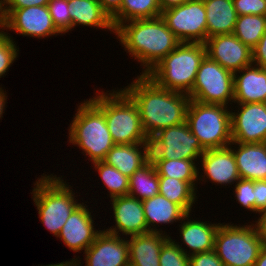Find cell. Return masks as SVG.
I'll return each mask as SVG.
<instances>
[{
    "label": "cell",
    "instance_id": "cell-1",
    "mask_svg": "<svg viewBox=\"0 0 266 266\" xmlns=\"http://www.w3.org/2000/svg\"><path fill=\"white\" fill-rule=\"evenodd\" d=\"M122 90L137 105L143 131L149 140L160 130L186 121L188 94L162 88L144 74L137 75Z\"/></svg>",
    "mask_w": 266,
    "mask_h": 266
},
{
    "label": "cell",
    "instance_id": "cell-2",
    "mask_svg": "<svg viewBox=\"0 0 266 266\" xmlns=\"http://www.w3.org/2000/svg\"><path fill=\"white\" fill-rule=\"evenodd\" d=\"M114 34L126 53L144 67L140 73L144 75L181 43L161 16L124 22Z\"/></svg>",
    "mask_w": 266,
    "mask_h": 266
},
{
    "label": "cell",
    "instance_id": "cell-3",
    "mask_svg": "<svg viewBox=\"0 0 266 266\" xmlns=\"http://www.w3.org/2000/svg\"><path fill=\"white\" fill-rule=\"evenodd\" d=\"M112 91L98 93V90L96 96L89 99L104 113L114 143H150L143 131L137 105L122 88Z\"/></svg>",
    "mask_w": 266,
    "mask_h": 266
},
{
    "label": "cell",
    "instance_id": "cell-4",
    "mask_svg": "<svg viewBox=\"0 0 266 266\" xmlns=\"http://www.w3.org/2000/svg\"><path fill=\"white\" fill-rule=\"evenodd\" d=\"M63 177L41 175L34 183L31 195L37 207L40 222L51 234L58 238L70 214L79 207L76 193ZM72 189V190H71Z\"/></svg>",
    "mask_w": 266,
    "mask_h": 266
},
{
    "label": "cell",
    "instance_id": "cell-5",
    "mask_svg": "<svg viewBox=\"0 0 266 266\" xmlns=\"http://www.w3.org/2000/svg\"><path fill=\"white\" fill-rule=\"evenodd\" d=\"M205 56L204 43L181 42L146 75L162 88L189 94Z\"/></svg>",
    "mask_w": 266,
    "mask_h": 266
},
{
    "label": "cell",
    "instance_id": "cell-6",
    "mask_svg": "<svg viewBox=\"0 0 266 266\" xmlns=\"http://www.w3.org/2000/svg\"><path fill=\"white\" fill-rule=\"evenodd\" d=\"M69 125L68 142L78 146L92 163L103 161L115 145L104 113L89 99L77 106Z\"/></svg>",
    "mask_w": 266,
    "mask_h": 266
},
{
    "label": "cell",
    "instance_id": "cell-7",
    "mask_svg": "<svg viewBox=\"0 0 266 266\" xmlns=\"http://www.w3.org/2000/svg\"><path fill=\"white\" fill-rule=\"evenodd\" d=\"M185 122L205 150L224 148L232 142L230 107L190 99Z\"/></svg>",
    "mask_w": 266,
    "mask_h": 266
},
{
    "label": "cell",
    "instance_id": "cell-8",
    "mask_svg": "<svg viewBox=\"0 0 266 266\" xmlns=\"http://www.w3.org/2000/svg\"><path fill=\"white\" fill-rule=\"evenodd\" d=\"M263 240L251 225L221 223L216 235L214 250L224 266H254Z\"/></svg>",
    "mask_w": 266,
    "mask_h": 266
},
{
    "label": "cell",
    "instance_id": "cell-9",
    "mask_svg": "<svg viewBox=\"0 0 266 266\" xmlns=\"http://www.w3.org/2000/svg\"><path fill=\"white\" fill-rule=\"evenodd\" d=\"M233 82L234 73L206 55L200 64L192 91L188 96L191 100L201 103L228 107L234 102Z\"/></svg>",
    "mask_w": 266,
    "mask_h": 266
},
{
    "label": "cell",
    "instance_id": "cell-10",
    "mask_svg": "<svg viewBox=\"0 0 266 266\" xmlns=\"http://www.w3.org/2000/svg\"><path fill=\"white\" fill-rule=\"evenodd\" d=\"M204 151L186 122L162 129L150 139V159L199 160Z\"/></svg>",
    "mask_w": 266,
    "mask_h": 266
},
{
    "label": "cell",
    "instance_id": "cell-11",
    "mask_svg": "<svg viewBox=\"0 0 266 266\" xmlns=\"http://www.w3.org/2000/svg\"><path fill=\"white\" fill-rule=\"evenodd\" d=\"M161 17L180 42L204 43L207 39L206 11L203 0H189L163 10Z\"/></svg>",
    "mask_w": 266,
    "mask_h": 266
},
{
    "label": "cell",
    "instance_id": "cell-12",
    "mask_svg": "<svg viewBox=\"0 0 266 266\" xmlns=\"http://www.w3.org/2000/svg\"><path fill=\"white\" fill-rule=\"evenodd\" d=\"M3 16L5 30L15 31L23 37L45 39V37L61 34L53 23L47 5L3 8Z\"/></svg>",
    "mask_w": 266,
    "mask_h": 266
},
{
    "label": "cell",
    "instance_id": "cell-13",
    "mask_svg": "<svg viewBox=\"0 0 266 266\" xmlns=\"http://www.w3.org/2000/svg\"><path fill=\"white\" fill-rule=\"evenodd\" d=\"M231 110V137L237 143H266V103L237 104ZM237 111V112H235Z\"/></svg>",
    "mask_w": 266,
    "mask_h": 266
},
{
    "label": "cell",
    "instance_id": "cell-14",
    "mask_svg": "<svg viewBox=\"0 0 266 266\" xmlns=\"http://www.w3.org/2000/svg\"><path fill=\"white\" fill-rule=\"evenodd\" d=\"M83 254L85 266H129L127 237L109 233L105 228ZM80 259L74 256L72 260L76 266H82Z\"/></svg>",
    "mask_w": 266,
    "mask_h": 266
},
{
    "label": "cell",
    "instance_id": "cell-15",
    "mask_svg": "<svg viewBox=\"0 0 266 266\" xmlns=\"http://www.w3.org/2000/svg\"><path fill=\"white\" fill-rule=\"evenodd\" d=\"M204 44L206 55L232 73L253 64L252 49L233 33L211 36Z\"/></svg>",
    "mask_w": 266,
    "mask_h": 266
},
{
    "label": "cell",
    "instance_id": "cell-16",
    "mask_svg": "<svg viewBox=\"0 0 266 266\" xmlns=\"http://www.w3.org/2000/svg\"><path fill=\"white\" fill-rule=\"evenodd\" d=\"M88 205L82 204L77 207L68 217L59 238L73 252L85 250L95 241L96 237L102 230H95L94 217ZM93 217V218H92Z\"/></svg>",
    "mask_w": 266,
    "mask_h": 266
},
{
    "label": "cell",
    "instance_id": "cell-17",
    "mask_svg": "<svg viewBox=\"0 0 266 266\" xmlns=\"http://www.w3.org/2000/svg\"><path fill=\"white\" fill-rule=\"evenodd\" d=\"M112 203L115 226L105 231L120 236H135L147 233V224L141 200L130 195L119 196L110 200ZM120 232V233H119Z\"/></svg>",
    "mask_w": 266,
    "mask_h": 266
},
{
    "label": "cell",
    "instance_id": "cell-18",
    "mask_svg": "<svg viewBox=\"0 0 266 266\" xmlns=\"http://www.w3.org/2000/svg\"><path fill=\"white\" fill-rule=\"evenodd\" d=\"M199 160L204 173V175L198 176L200 181L205 182L208 178L211 183H215V185L217 183V186L223 185L224 187V185H232L240 179L236 159L229 146L207 149Z\"/></svg>",
    "mask_w": 266,
    "mask_h": 266
},
{
    "label": "cell",
    "instance_id": "cell-19",
    "mask_svg": "<svg viewBox=\"0 0 266 266\" xmlns=\"http://www.w3.org/2000/svg\"><path fill=\"white\" fill-rule=\"evenodd\" d=\"M233 87V103H266V68L251 64L235 72Z\"/></svg>",
    "mask_w": 266,
    "mask_h": 266
},
{
    "label": "cell",
    "instance_id": "cell-20",
    "mask_svg": "<svg viewBox=\"0 0 266 266\" xmlns=\"http://www.w3.org/2000/svg\"><path fill=\"white\" fill-rule=\"evenodd\" d=\"M190 215V213H187L184 216L182 219L183 222L181 221L179 225L180 229H178L180 230L179 236L183 242L182 244L186 245L189 251L185 247H181L182 244L179 245L180 248L187 256L213 250L215 235L221 223L212 224L209 221L206 223L207 221L191 220Z\"/></svg>",
    "mask_w": 266,
    "mask_h": 266
},
{
    "label": "cell",
    "instance_id": "cell-21",
    "mask_svg": "<svg viewBox=\"0 0 266 266\" xmlns=\"http://www.w3.org/2000/svg\"><path fill=\"white\" fill-rule=\"evenodd\" d=\"M229 147L234 153L240 178L253 181L266 180V143L232 141Z\"/></svg>",
    "mask_w": 266,
    "mask_h": 266
},
{
    "label": "cell",
    "instance_id": "cell-22",
    "mask_svg": "<svg viewBox=\"0 0 266 266\" xmlns=\"http://www.w3.org/2000/svg\"><path fill=\"white\" fill-rule=\"evenodd\" d=\"M129 238V266H160V251L169 234L147 232Z\"/></svg>",
    "mask_w": 266,
    "mask_h": 266
},
{
    "label": "cell",
    "instance_id": "cell-23",
    "mask_svg": "<svg viewBox=\"0 0 266 266\" xmlns=\"http://www.w3.org/2000/svg\"><path fill=\"white\" fill-rule=\"evenodd\" d=\"M143 148V149H142ZM142 149V150H141ZM150 159V143L115 144L103 160L130 177Z\"/></svg>",
    "mask_w": 266,
    "mask_h": 266
},
{
    "label": "cell",
    "instance_id": "cell-24",
    "mask_svg": "<svg viewBox=\"0 0 266 266\" xmlns=\"http://www.w3.org/2000/svg\"><path fill=\"white\" fill-rule=\"evenodd\" d=\"M142 204L147 224V232H164V234H167L165 231H162V229H157L160 227L158 224L181 222L187 214L178 204L171 202L161 194L143 200Z\"/></svg>",
    "mask_w": 266,
    "mask_h": 266
},
{
    "label": "cell",
    "instance_id": "cell-25",
    "mask_svg": "<svg viewBox=\"0 0 266 266\" xmlns=\"http://www.w3.org/2000/svg\"><path fill=\"white\" fill-rule=\"evenodd\" d=\"M68 12L71 17V31L79 25L107 29L115 33L110 16L102 9L98 0H73Z\"/></svg>",
    "mask_w": 266,
    "mask_h": 266
},
{
    "label": "cell",
    "instance_id": "cell-26",
    "mask_svg": "<svg viewBox=\"0 0 266 266\" xmlns=\"http://www.w3.org/2000/svg\"><path fill=\"white\" fill-rule=\"evenodd\" d=\"M206 11L207 38L234 32L238 14L232 0H203Z\"/></svg>",
    "mask_w": 266,
    "mask_h": 266
},
{
    "label": "cell",
    "instance_id": "cell-27",
    "mask_svg": "<svg viewBox=\"0 0 266 266\" xmlns=\"http://www.w3.org/2000/svg\"><path fill=\"white\" fill-rule=\"evenodd\" d=\"M159 194V177L153 161L149 159L129 177L128 195L138 200Z\"/></svg>",
    "mask_w": 266,
    "mask_h": 266
},
{
    "label": "cell",
    "instance_id": "cell-28",
    "mask_svg": "<svg viewBox=\"0 0 266 266\" xmlns=\"http://www.w3.org/2000/svg\"><path fill=\"white\" fill-rule=\"evenodd\" d=\"M159 0H123L120 9L111 17L116 29L120 24L131 20L152 19L161 16Z\"/></svg>",
    "mask_w": 266,
    "mask_h": 266
},
{
    "label": "cell",
    "instance_id": "cell-29",
    "mask_svg": "<svg viewBox=\"0 0 266 266\" xmlns=\"http://www.w3.org/2000/svg\"><path fill=\"white\" fill-rule=\"evenodd\" d=\"M155 165L158 177H170L189 182L196 190L198 176L201 174L195 163L198 160L185 159H151ZM196 185V186H195Z\"/></svg>",
    "mask_w": 266,
    "mask_h": 266
},
{
    "label": "cell",
    "instance_id": "cell-30",
    "mask_svg": "<svg viewBox=\"0 0 266 266\" xmlns=\"http://www.w3.org/2000/svg\"><path fill=\"white\" fill-rule=\"evenodd\" d=\"M196 190L189 182L170 177H159V194L178 204L186 213H191L197 201Z\"/></svg>",
    "mask_w": 266,
    "mask_h": 266
},
{
    "label": "cell",
    "instance_id": "cell-31",
    "mask_svg": "<svg viewBox=\"0 0 266 266\" xmlns=\"http://www.w3.org/2000/svg\"><path fill=\"white\" fill-rule=\"evenodd\" d=\"M266 32V16L240 15L233 34L245 45L253 49Z\"/></svg>",
    "mask_w": 266,
    "mask_h": 266
},
{
    "label": "cell",
    "instance_id": "cell-32",
    "mask_svg": "<svg viewBox=\"0 0 266 266\" xmlns=\"http://www.w3.org/2000/svg\"><path fill=\"white\" fill-rule=\"evenodd\" d=\"M95 170L99 173L104 187L107 188L110 199L128 195L129 177L122 174L115 167L108 165L104 161L93 162Z\"/></svg>",
    "mask_w": 266,
    "mask_h": 266
},
{
    "label": "cell",
    "instance_id": "cell-33",
    "mask_svg": "<svg viewBox=\"0 0 266 266\" xmlns=\"http://www.w3.org/2000/svg\"><path fill=\"white\" fill-rule=\"evenodd\" d=\"M5 28L0 29V78L6 76L10 66L14 63L19 54V48L15 43L13 36L4 32Z\"/></svg>",
    "mask_w": 266,
    "mask_h": 266
},
{
    "label": "cell",
    "instance_id": "cell-34",
    "mask_svg": "<svg viewBox=\"0 0 266 266\" xmlns=\"http://www.w3.org/2000/svg\"><path fill=\"white\" fill-rule=\"evenodd\" d=\"M171 237L162 245L160 266H189V256L180 248L179 242H175Z\"/></svg>",
    "mask_w": 266,
    "mask_h": 266
},
{
    "label": "cell",
    "instance_id": "cell-35",
    "mask_svg": "<svg viewBox=\"0 0 266 266\" xmlns=\"http://www.w3.org/2000/svg\"><path fill=\"white\" fill-rule=\"evenodd\" d=\"M69 2L50 0L47 4L56 29L62 34L71 31V17L68 12Z\"/></svg>",
    "mask_w": 266,
    "mask_h": 266
},
{
    "label": "cell",
    "instance_id": "cell-36",
    "mask_svg": "<svg viewBox=\"0 0 266 266\" xmlns=\"http://www.w3.org/2000/svg\"><path fill=\"white\" fill-rule=\"evenodd\" d=\"M234 195L236 201L244 207L248 209L250 212L257 213L255 211V198H254V181L248 179L240 178L238 181L235 182L234 185Z\"/></svg>",
    "mask_w": 266,
    "mask_h": 266
},
{
    "label": "cell",
    "instance_id": "cell-37",
    "mask_svg": "<svg viewBox=\"0 0 266 266\" xmlns=\"http://www.w3.org/2000/svg\"><path fill=\"white\" fill-rule=\"evenodd\" d=\"M234 8L240 15L266 16V0H232Z\"/></svg>",
    "mask_w": 266,
    "mask_h": 266
},
{
    "label": "cell",
    "instance_id": "cell-38",
    "mask_svg": "<svg viewBox=\"0 0 266 266\" xmlns=\"http://www.w3.org/2000/svg\"><path fill=\"white\" fill-rule=\"evenodd\" d=\"M189 266H224L215 250L189 256Z\"/></svg>",
    "mask_w": 266,
    "mask_h": 266
},
{
    "label": "cell",
    "instance_id": "cell-39",
    "mask_svg": "<svg viewBox=\"0 0 266 266\" xmlns=\"http://www.w3.org/2000/svg\"><path fill=\"white\" fill-rule=\"evenodd\" d=\"M255 211L259 214L266 210V180L254 181Z\"/></svg>",
    "mask_w": 266,
    "mask_h": 266
},
{
    "label": "cell",
    "instance_id": "cell-40",
    "mask_svg": "<svg viewBox=\"0 0 266 266\" xmlns=\"http://www.w3.org/2000/svg\"><path fill=\"white\" fill-rule=\"evenodd\" d=\"M253 64L266 68V32L259 40V43L252 49Z\"/></svg>",
    "mask_w": 266,
    "mask_h": 266
},
{
    "label": "cell",
    "instance_id": "cell-41",
    "mask_svg": "<svg viewBox=\"0 0 266 266\" xmlns=\"http://www.w3.org/2000/svg\"><path fill=\"white\" fill-rule=\"evenodd\" d=\"M50 0H3V8H26L47 5Z\"/></svg>",
    "mask_w": 266,
    "mask_h": 266
},
{
    "label": "cell",
    "instance_id": "cell-42",
    "mask_svg": "<svg viewBox=\"0 0 266 266\" xmlns=\"http://www.w3.org/2000/svg\"><path fill=\"white\" fill-rule=\"evenodd\" d=\"M98 2L111 18L120 9L123 0H98Z\"/></svg>",
    "mask_w": 266,
    "mask_h": 266
},
{
    "label": "cell",
    "instance_id": "cell-43",
    "mask_svg": "<svg viewBox=\"0 0 266 266\" xmlns=\"http://www.w3.org/2000/svg\"><path fill=\"white\" fill-rule=\"evenodd\" d=\"M259 215L258 220H255L253 224L259 237L263 240V243H266V210L260 212Z\"/></svg>",
    "mask_w": 266,
    "mask_h": 266
},
{
    "label": "cell",
    "instance_id": "cell-44",
    "mask_svg": "<svg viewBox=\"0 0 266 266\" xmlns=\"http://www.w3.org/2000/svg\"><path fill=\"white\" fill-rule=\"evenodd\" d=\"M189 0H159L161 10H167L172 7L184 4Z\"/></svg>",
    "mask_w": 266,
    "mask_h": 266
},
{
    "label": "cell",
    "instance_id": "cell-45",
    "mask_svg": "<svg viewBox=\"0 0 266 266\" xmlns=\"http://www.w3.org/2000/svg\"><path fill=\"white\" fill-rule=\"evenodd\" d=\"M254 266H266V243H263Z\"/></svg>",
    "mask_w": 266,
    "mask_h": 266
},
{
    "label": "cell",
    "instance_id": "cell-46",
    "mask_svg": "<svg viewBox=\"0 0 266 266\" xmlns=\"http://www.w3.org/2000/svg\"><path fill=\"white\" fill-rule=\"evenodd\" d=\"M7 93H6V91H4V89H2V87H0V119L1 118H3V113H5V112H3V111H5L6 109H5V107H6V103H8L7 102V95H6Z\"/></svg>",
    "mask_w": 266,
    "mask_h": 266
},
{
    "label": "cell",
    "instance_id": "cell-47",
    "mask_svg": "<svg viewBox=\"0 0 266 266\" xmlns=\"http://www.w3.org/2000/svg\"><path fill=\"white\" fill-rule=\"evenodd\" d=\"M43 266H76V263L74 260H70V261H65V262H61V263H56V264H48V265H43Z\"/></svg>",
    "mask_w": 266,
    "mask_h": 266
},
{
    "label": "cell",
    "instance_id": "cell-48",
    "mask_svg": "<svg viewBox=\"0 0 266 266\" xmlns=\"http://www.w3.org/2000/svg\"><path fill=\"white\" fill-rule=\"evenodd\" d=\"M4 27L3 3L0 0V29Z\"/></svg>",
    "mask_w": 266,
    "mask_h": 266
},
{
    "label": "cell",
    "instance_id": "cell-49",
    "mask_svg": "<svg viewBox=\"0 0 266 266\" xmlns=\"http://www.w3.org/2000/svg\"><path fill=\"white\" fill-rule=\"evenodd\" d=\"M62 1H65V2H69V3H70V2L73 1V0H62Z\"/></svg>",
    "mask_w": 266,
    "mask_h": 266
}]
</instances>
